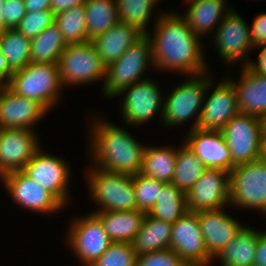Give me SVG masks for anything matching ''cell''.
<instances>
[{
  "label": "cell",
  "instance_id": "18",
  "mask_svg": "<svg viewBox=\"0 0 266 266\" xmlns=\"http://www.w3.org/2000/svg\"><path fill=\"white\" fill-rule=\"evenodd\" d=\"M36 130L0 128V177L20 171L42 147Z\"/></svg>",
  "mask_w": 266,
  "mask_h": 266
},
{
  "label": "cell",
  "instance_id": "38",
  "mask_svg": "<svg viewBox=\"0 0 266 266\" xmlns=\"http://www.w3.org/2000/svg\"><path fill=\"white\" fill-rule=\"evenodd\" d=\"M54 20L55 15L51 10L27 12L15 29L27 38L32 39L52 25Z\"/></svg>",
  "mask_w": 266,
  "mask_h": 266
},
{
  "label": "cell",
  "instance_id": "28",
  "mask_svg": "<svg viewBox=\"0 0 266 266\" xmlns=\"http://www.w3.org/2000/svg\"><path fill=\"white\" fill-rule=\"evenodd\" d=\"M177 149L171 146L146 145L140 174L171 183L175 173Z\"/></svg>",
  "mask_w": 266,
  "mask_h": 266
},
{
  "label": "cell",
  "instance_id": "25",
  "mask_svg": "<svg viewBox=\"0 0 266 266\" xmlns=\"http://www.w3.org/2000/svg\"><path fill=\"white\" fill-rule=\"evenodd\" d=\"M93 213L101 220L112 242L119 243H131L146 216V213L138 209Z\"/></svg>",
  "mask_w": 266,
  "mask_h": 266
},
{
  "label": "cell",
  "instance_id": "10",
  "mask_svg": "<svg viewBox=\"0 0 266 266\" xmlns=\"http://www.w3.org/2000/svg\"><path fill=\"white\" fill-rule=\"evenodd\" d=\"M160 85L150 77L124 88L119 96L121 117L127 126H142L160 115L162 123L164 97ZM121 96V97H120Z\"/></svg>",
  "mask_w": 266,
  "mask_h": 266
},
{
  "label": "cell",
  "instance_id": "22",
  "mask_svg": "<svg viewBox=\"0 0 266 266\" xmlns=\"http://www.w3.org/2000/svg\"><path fill=\"white\" fill-rule=\"evenodd\" d=\"M241 69L238 82L237 79L230 76L229 72L225 75L236 89L239 112L254 115L265 120L266 75L256 73L248 66H244Z\"/></svg>",
  "mask_w": 266,
  "mask_h": 266
},
{
  "label": "cell",
  "instance_id": "21",
  "mask_svg": "<svg viewBox=\"0 0 266 266\" xmlns=\"http://www.w3.org/2000/svg\"><path fill=\"white\" fill-rule=\"evenodd\" d=\"M220 210L198 211V221L205 240L208 254L214 258L244 226L242 223ZM225 211V212H224Z\"/></svg>",
  "mask_w": 266,
  "mask_h": 266
},
{
  "label": "cell",
  "instance_id": "14",
  "mask_svg": "<svg viewBox=\"0 0 266 266\" xmlns=\"http://www.w3.org/2000/svg\"><path fill=\"white\" fill-rule=\"evenodd\" d=\"M0 181L13 202L28 212L51 216L60 213L59 211L65 207L52 193L21 170L3 175Z\"/></svg>",
  "mask_w": 266,
  "mask_h": 266
},
{
  "label": "cell",
  "instance_id": "5",
  "mask_svg": "<svg viewBox=\"0 0 266 266\" xmlns=\"http://www.w3.org/2000/svg\"><path fill=\"white\" fill-rule=\"evenodd\" d=\"M155 69L151 40L144 34L115 62L106 67L101 95L108 99L116 97L124 88L147 79L146 71Z\"/></svg>",
  "mask_w": 266,
  "mask_h": 266
},
{
  "label": "cell",
  "instance_id": "37",
  "mask_svg": "<svg viewBox=\"0 0 266 266\" xmlns=\"http://www.w3.org/2000/svg\"><path fill=\"white\" fill-rule=\"evenodd\" d=\"M136 253L131 243L113 242L108 249L89 266H136Z\"/></svg>",
  "mask_w": 266,
  "mask_h": 266
},
{
  "label": "cell",
  "instance_id": "2",
  "mask_svg": "<svg viewBox=\"0 0 266 266\" xmlns=\"http://www.w3.org/2000/svg\"><path fill=\"white\" fill-rule=\"evenodd\" d=\"M107 120L100 115L92 117L87 126L89 164L112 173L131 176L140 173L146 144L142 145L127 129Z\"/></svg>",
  "mask_w": 266,
  "mask_h": 266
},
{
  "label": "cell",
  "instance_id": "47",
  "mask_svg": "<svg viewBox=\"0 0 266 266\" xmlns=\"http://www.w3.org/2000/svg\"><path fill=\"white\" fill-rule=\"evenodd\" d=\"M3 4H4V0H0V33L7 29L4 26V17H3Z\"/></svg>",
  "mask_w": 266,
  "mask_h": 266
},
{
  "label": "cell",
  "instance_id": "16",
  "mask_svg": "<svg viewBox=\"0 0 266 266\" xmlns=\"http://www.w3.org/2000/svg\"><path fill=\"white\" fill-rule=\"evenodd\" d=\"M172 249L188 266H212L197 212L187 211L172 224L170 239Z\"/></svg>",
  "mask_w": 266,
  "mask_h": 266
},
{
  "label": "cell",
  "instance_id": "26",
  "mask_svg": "<svg viewBox=\"0 0 266 266\" xmlns=\"http://www.w3.org/2000/svg\"><path fill=\"white\" fill-rule=\"evenodd\" d=\"M257 246V229L243 226L213 258L221 266H252Z\"/></svg>",
  "mask_w": 266,
  "mask_h": 266
},
{
  "label": "cell",
  "instance_id": "48",
  "mask_svg": "<svg viewBox=\"0 0 266 266\" xmlns=\"http://www.w3.org/2000/svg\"><path fill=\"white\" fill-rule=\"evenodd\" d=\"M261 158L266 162V137H265V140L263 142Z\"/></svg>",
  "mask_w": 266,
  "mask_h": 266
},
{
  "label": "cell",
  "instance_id": "11",
  "mask_svg": "<svg viewBox=\"0 0 266 266\" xmlns=\"http://www.w3.org/2000/svg\"><path fill=\"white\" fill-rule=\"evenodd\" d=\"M213 37V38H211ZM210 37L213 47L220 56L219 60L224 63L241 67L248 66L250 63L249 54L254 47L250 38V27L246 20L241 17L239 12L232 10L224 17ZM215 42H213V41Z\"/></svg>",
  "mask_w": 266,
  "mask_h": 266
},
{
  "label": "cell",
  "instance_id": "3",
  "mask_svg": "<svg viewBox=\"0 0 266 266\" xmlns=\"http://www.w3.org/2000/svg\"><path fill=\"white\" fill-rule=\"evenodd\" d=\"M84 170L90 200L98 206L93 212L136 209L133 176L112 173L90 165ZM88 171V172H87ZM86 175V176H85Z\"/></svg>",
  "mask_w": 266,
  "mask_h": 266
},
{
  "label": "cell",
  "instance_id": "36",
  "mask_svg": "<svg viewBox=\"0 0 266 266\" xmlns=\"http://www.w3.org/2000/svg\"><path fill=\"white\" fill-rule=\"evenodd\" d=\"M164 184V182L143 176L140 173L133 175L136 209L148 214L153 208Z\"/></svg>",
  "mask_w": 266,
  "mask_h": 266
},
{
  "label": "cell",
  "instance_id": "1",
  "mask_svg": "<svg viewBox=\"0 0 266 266\" xmlns=\"http://www.w3.org/2000/svg\"><path fill=\"white\" fill-rule=\"evenodd\" d=\"M174 11L159 10L154 16V33L150 30L146 34L151 40L155 71L183 76L207 73L210 70L202 39L192 32L181 13Z\"/></svg>",
  "mask_w": 266,
  "mask_h": 266
},
{
  "label": "cell",
  "instance_id": "31",
  "mask_svg": "<svg viewBox=\"0 0 266 266\" xmlns=\"http://www.w3.org/2000/svg\"><path fill=\"white\" fill-rule=\"evenodd\" d=\"M31 41L16 29H5L0 33V53L12 72L30 63Z\"/></svg>",
  "mask_w": 266,
  "mask_h": 266
},
{
  "label": "cell",
  "instance_id": "42",
  "mask_svg": "<svg viewBox=\"0 0 266 266\" xmlns=\"http://www.w3.org/2000/svg\"><path fill=\"white\" fill-rule=\"evenodd\" d=\"M253 265L266 266V229L263 232L257 231V246Z\"/></svg>",
  "mask_w": 266,
  "mask_h": 266
},
{
  "label": "cell",
  "instance_id": "46",
  "mask_svg": "<svg viewBox=\"0 0 266 266\" xmlns=\"http://www.w3.org/2000/svg\"><path fill=\"white\" fill-rule=\"evenodd\" d=\"M13 72L9 69L6 59L0 53V87L6 85Z\"/></svg>",
  "mask_w": 266,
  "mask_h": 266
},
{
  "label": "cell",
  "instance_id": "20",
  "mask_svg": "<svg viewBox=\"0 0 266 266\" xmlns=\"http://www.w3.org/2000/svg\"><path fill=\"white\" fill-rule=\"evenodd\" d=\"M188 131L183 142L207 168H219L230 172L235 167L221 131L198 128Z\"/></svg>",
  "mask_w": 266,
  "mask_h": 266
},
{
  "label": "cell",
  "instance_id": "9",
  "mask_svg": "<svg viewBox=\"0 0 266 266\" xmlns=\"http://www.w3.org/2000/svg\"><path fill=\"white\" fill-rule=\"evenodd\" d=\"M57 65L63 87L104 84L106 67L92 41L68 44Z\"/></svg>",
  "mask_w": 266,
  "mask_h": 266
},
{
  "label": "cell",
  "instance_id": "24",
  "mask_svg": "<svg viewBox=\"0 0 266 266\" xmlns=\"http://www.w3.org/2000/svg\"><path fill=\"white\" fill-rule=\"evenodd\" d=\"M143 35L134 26L118 21L105 33L93 39L92 42L97 49L102 64L107 67L118 60Z\"/></svg>",
  "mask_w": 266,
  "mask_h": 266
},
{
  "label": "cell",
  "instance_id": "13",
  "mask_svg": "<svg viewBox=\"0 0 266 266\" xmlns=\"http://www.w3.org/2000/svg\"><path fill=\"white\" fill-rule=\"evenodd\" d=\"M71 165L66 159L55 154L45 153L41 147L32 159L22 168V172L41 184L65 207L70 204ZM70 183V184H69Z\"/></svg>",
  "mask_w": 266,
  "mask_h": 266
},
{
  "label": "cell",
  "instance_id": "4",
  "mask_svg": "<svg viewBox=\"0 0 266 266\" xmlns=\"http://www.w3.org/2000/svg\"><path fill=\"white\" fill-rule=\"evenodd\" d=\"M17 95L42 104L49 112L62 98L63 88L57 64L30 62L13 72L6 84Z\"/></svg>",
  "mask_w": 266,
  "mask_h": 266
},
{
  "label": "cell",
  "instance_id": "30",
  "mask_svg": "<svg viewBox=\"0 0 266 266\" xmlns=\"http://www.w3.org/2000/svg\"><path fill=\"white\" fill-rule=\"evenodd\" d=\"M84 6L88 41L105 33L119 21L116 0H87Z\"/></svg>",
  "mask_w": 266,
  "mask_h": 266
},
{
  "label": "cell",
  "instance_id": "41",
  "mask_svg": "<svg viewBox=\"0 0 266 266\" xmlns=\"http://www.w3.org/2000/svg\"><path fill=\"white\" fill-rule=\"evenodd\" d=\"M249 27L253 47L266 46V12L257 14Z\"/></svg>",
  "mask_w": 266,
  "mask_h": 266
},
{
  "label": "cell",
  "instance_id": "32",
  "mask_svg": "<svg viewBox=\"0 0 266 266\" xmlns=\"http://www.w3.org/2000/svg\"><path fill=\"white\" fill-rule=\"evenodd\" d=\"M206 169L203 162L182 142L177 150L175 173L171 183L187 194Z\"/></svg>",
  "mask_w": 266,
  "mask_h": 266
},
{
  "label": "cell",
  "instance_id": "23",
  "mask_svg": "<svg viewBox=\"0 0 266 266\" xmlns=\"http://www.w3.org/2000/svg\"><path fill=\"white\" fill-rule=\"evenodd\" d=\"M226 0H192L185 2L188 5L185 15L182 16L192 32L203 39L213 35L224 17L232 10ZM215 28V30H213ZM214 31V32H213ZM212 33V34H211Z\"/></svg>",
  "mask_w": 266,
  "mask_h": 266
},
{
  "label": "cell",
  "instance_id": "7",
  "mask_svg": "<svg viewBox=\"0 0 266 266\" xmlns=\"http://www.w3.org/2000/svg\"><path fill=\"white\" fill-rule=\"evenodd\" d=\"M230 206L266 216V162L256 159L236 165L229 172Z\"/></svg>",
  "mask_w": 266,
  "mask_h": 266
},
{
  "label": "cell",
  "instance_id": "35",
  "mask_svg": "<svg viewBox=\"0 0 266 266\" xmlns=\"http://www.w3.org/2000/svg\"><path fill=\"white\" fill-rule=\"evenodd\" d=\"M54 23L60 29L67 44L88 42L84 5L55 14Z\"/></svg>",
  "mask_w": 266,
  "mask_h": 266
},
{
  "label": "cell",
  "instance_id": "29",
  "mask_svg": "<svg viewBox=\"0 0 266 266\" xmlns=\"http://www.w3.org/2000/svg\"><path fill=\"white\" fill-rule=\"evenodd\" d=\"M30 41V62L39 64H58L62 52L68 45L55 23L48 26Z\"/></svg>",
  "mask_w": 266,
  "mask_h": 266
},
{
  "label": "cell",
  "instance_id": "33",
  "mask_svg": "<svg viewBox=\"0 0 266 266\" xmlns=\"http://www.w3.org/2000/svg\"><path fill=\"white\" fill-rule=\"evenodd\" d=\"M187 211L186 194L172 183H165L148 215L173 224Z\"/></svg>",
  "mask_w": 266,
  "mask_h": 266
},
{
  "label": "cell",
  "instance_id": "8",
  "mask_svg": "<svg viewBox=\"0 0 266 266\" xmlns=\"http://www.w3.org/2000/svg\"><path fill=\"white\" fill-rule=\"evenodd\" d=\"M220 131L230 149L232 163L235 166L261 158L266 137L264 119L239 113Z\"/></svg>",
  "mask_w": 266,
  "mask_h": 266
},
{
  "label": "cell",
  "instance_id": "45",
  "mask_svg": "<svg viewBox=\"0 0 266 266\" xmlns=\"http://www.w3.org/2000/svg\"><path fill=\"white\" fill-rule=\"evenodd\" d=\"M27 12L50 10L51 0H24Z\"/></svg>",
  "mask_w": 266,
  "mask_h": 266
},
{
  "label": "cell",
  "instance_id": "6",
  "mask_svg": "<svg viewBox=\"0 0 266 266\" xmlns=\"http://www.w3.org/2000/svg\"><path fill=\"white\" fill-rule=\"evenodd\" d=\"M211 71L196 76H187L178 83L164 98L162 123L164 127H178L194 119L191 128H198L203 98L208 82L212 79ZM194 117V118H193Z\"/></svg>",
  "mask_w": 266,
  "mask_h": 266
},
{
  "label": "cell",
  "instance_id": "34",
  "mask_svg": "<svg viewBox=\"0 0 266 266\" xmlns=\"http://www.w3.org/2000/svg\"><path fill=\"white\" fill-rule=\"evenodd\" d=\"M157 5L154 0H116L119 21L134 26L143 34L150 31L149 23Z\"/></svg>",
  "mask_w": 266,
  "mask_h": 266
},
{
  "label": "cell",
  "instance_id": "15",
  "mask_svg": "<svg viewBox=\"0 0 266 266\" xmlns=\"http://www.w3.org/2000/svg\"><path fill=\"white\" fill-rule=\"evenodd\" d=\"M217 83L212 78L207 84L198 129L220 131L233 116L240 113L232 82L225 76Z\"/></svg>",
  "mask_w": 266,
  "mask_h": 266
},
{
  "label": "cell",
  "instance_id": "17",
  "mask_svg": "<svg viewBox=\"0 0 266 266\" xmlns=\"http://www.w3.org/2000/svg\"><path fill=\"white\" fill-rule=\"evenodd\" d=\"M229 172L207 168L186 194L191 212L220 210L230 206Z\"/></svg>",
  "mask_w": 266,
  "mask_h": 266
},
{
  "label": "cell",
  "instance_id": "27",
  "mask_svg": "<svg viewBox=\"0 0 266 266\" xmlns=\"http://www.w3.org/2000/svg\"><path fill=\"white\" fill-rule=\"evenodd\" d=\"M172 224L146 214L140 230L131 242L136 255L170 249Z\"/></svg>",
  "mask_w": 266,
  "mask_h": 266
},
{
  "label": "cell",
  "instance_id": "39",
  "mask_svg": "<svg viewBox=\"0 0 266 266\" xmlns=\"http://www.w3.org/2000/svg\"><path fill=\"white\" fill-rule=\"evenodd\" d=\"M136 266H188L172 249L137 255Z\"/></svg>",
  "mask_w": 266,
  "mask_h": 266
},
{
  "label": "cell",
  "instance_id": "12",
  "mask_svg": "<svg viewBox=\"0 0 266 266\" xmlns=\"http://www.w3.org/2000/svg\"><path fill=\"white\" fill-rule=\"evenodd\" d=\"M66 243L82 266H89L113 243L104 230L101 220L93 213L69 222Z\"/></svg>",
  "mask_w": 266,
  "mask_h": 266
},
{
  "label": "cell",
  "instance_id": "43",
  "mask_svg": "<svg viewBox=\"0 0 266 266\" xmlns=\"http://www.w3.org/2000/svg\"><path fill=\"white\" fill-rule=\"evenodd\" d=\"M87 0H51L50 10L55 15L73 7L84 5Z\"/></svg>",
  "mask_w": 266,
  "mask_h": 266
},
{
  "label": "cell",
  "instance_id": "44",
  "mask_svg": "<svg viewBox=\"0 0 266 266\" xmlns=\"http://www.w3.org/2000/svg\"><path fill=\"white\" fill-rule=\"evenodd\" d=\"M254 49H260V51L258 56H256L257 60L255 62L254 60H250L248 67L256 73L266 75V46H260Z\"/></svg>",
  "mask_w": 266,
  "mask_h": 266
},
{
  "label": "cell",
  "instance_id": "50",
  "mask_svg": "<svg viewBox=\"0 0 266 266\" xmlns=\"http://www.w3.org/2000/svg\"><path fill=\"white\" fill-rule=\"evenodd\" d=\"M188 1H192V0H183V3L185 4V2H188Z\"/></svg>",
  "mask_w": 266,
  "mask_h": 266
},
{
  "label": "cell",
  "instance_id": "49",
  "mask_svg": "<svg viewBox=\"0 0 266 266\" xmlns=\"http://www.w3.org/2000/svg\"><path fill=\"white\" fill-rule=\"evenodd\" d=\"M160 1H162V0H154V2H156L157 4H158V2H160Z\"/></svg>",
  "mask_w": 266,
  "mask_h": 266
},
{
  "label": "cell",
  "instance_id": "40",
  "mask_svg": "<svg viewBox=\"0 0 266 266\" xmlns=\"http://www.w3.org/2000/svg\"><path fill=\"white\" fill-rule=\"evenodd\" d=\"M26 13L24 0H4L3 17L7 29H15Z\"/></svg>",
  "mask_w": 266,
  "mask_h": 266
},
{
  "label": "cell",
  "instance_id": "19",
  "mask_svg": "<svg viewBox=\"0 0 266 266\" xmlns=\"http://www.w3.org/2000/svg\"><path fill=\"white\" fill-rule=\"evenodd\" d=\"M48 113L42 104L17 95L7 85L0 87V128L35 130Z\"/></svg>",
  "mask_w": 266,
  "mask_h": 266
}]
</instances>
